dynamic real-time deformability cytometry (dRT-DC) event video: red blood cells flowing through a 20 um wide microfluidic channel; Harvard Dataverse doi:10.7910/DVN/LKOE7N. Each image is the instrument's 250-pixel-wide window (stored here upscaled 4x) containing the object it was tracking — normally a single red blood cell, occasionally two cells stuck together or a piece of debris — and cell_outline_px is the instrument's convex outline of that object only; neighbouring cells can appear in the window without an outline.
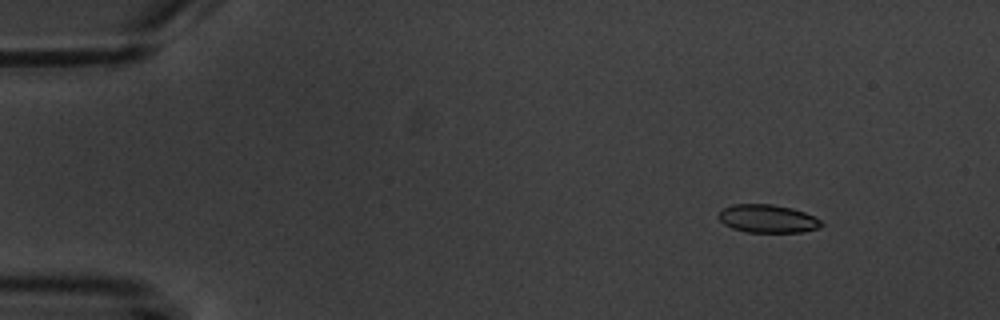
{"species": "common noctule bat (a hibernating species)", "species_latin": "Nyctalus noctula", "temperature_condition": "warm", "stored_images_in_passage": 4, "camera_frame_rate_fps": 3000, "um_per_image_px": 0.085, "animal": {"sex": "male", "body_mass_g": 20.1, "forearm_length_mm": 53.5}, "frame": {"image": 1, "passage_image": 1, "time_ms": 0.0, "image_size_px": [1000, 320], "cell_outline_px": [[824, 224], [820, 228], [804, 232], [748, 232], [732, 228], [724, 224], [720, 220], [720, 212], [724, 208], [732, 204], [772, 204], [792, 208], [804, 212], [820, 220]], "centroid_in_image_um": [65.28, 18.59], "position_along_channel_um": 19.7, "area_um2": 16.76}}
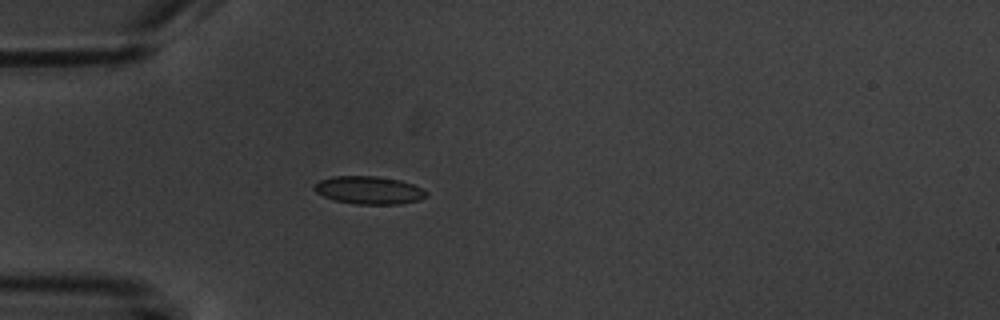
{"frame": {"image": 2, "passage_image": 4, "time_ms": 3.333, "image_size_px": [1000, 320], "cell_outline_px": [[428, 196], [420, 200], [400, 204], [356, 204], [332, 200], [316, 192], [312, 188], [320, 180], [332, 176], [376, 176], [400, 180], [424, 188], [428, 192]], "centroid_in_image_um": [31.39, 16.17], "position_along_channel_um": 53.6, "area_um2": 18.38}}